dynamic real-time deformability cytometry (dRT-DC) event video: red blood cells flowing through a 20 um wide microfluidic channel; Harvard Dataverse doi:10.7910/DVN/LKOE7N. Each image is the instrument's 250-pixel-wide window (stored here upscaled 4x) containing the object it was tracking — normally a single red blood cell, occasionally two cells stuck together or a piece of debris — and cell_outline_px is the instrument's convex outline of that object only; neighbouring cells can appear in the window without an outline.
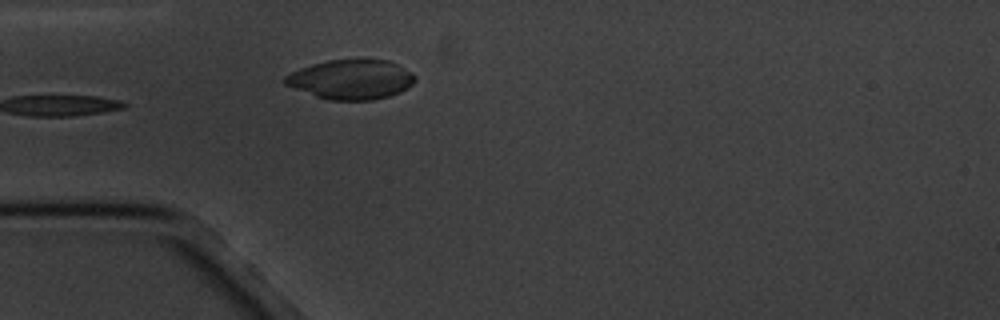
{"species": "common noctule bat (a hibernating species)", "species_latin": "Nyctalus noctula", "temperature_condition": "cold", "stored_images_in_passage": 5, "camera_frame_rate_fps": 3000, "um_per_image_px": 0.085, "animal": {"sex": "male", "body_mass_g": 20.1, "forearm_length_mm": 53.5}, "frame": {"image": 1, "passage_image": 5, "time_ms": 4.667, "image_size_px": [1000, 320], "cell_outline_px": [[416, 80], [408, 88], [400, 92], [388, 96], [372, 100], [328, 100], [316, 96], [284, 84], [284, 76], [300, 68], [312, 64], [328, 60], [356, 56], [364, 56], [388, 60], [412, 72], [416, 76]], "centroid_in_image_um": [29.88, 6.7], "position_along_channel_um": 55.1, "area_um2": 30.81}}